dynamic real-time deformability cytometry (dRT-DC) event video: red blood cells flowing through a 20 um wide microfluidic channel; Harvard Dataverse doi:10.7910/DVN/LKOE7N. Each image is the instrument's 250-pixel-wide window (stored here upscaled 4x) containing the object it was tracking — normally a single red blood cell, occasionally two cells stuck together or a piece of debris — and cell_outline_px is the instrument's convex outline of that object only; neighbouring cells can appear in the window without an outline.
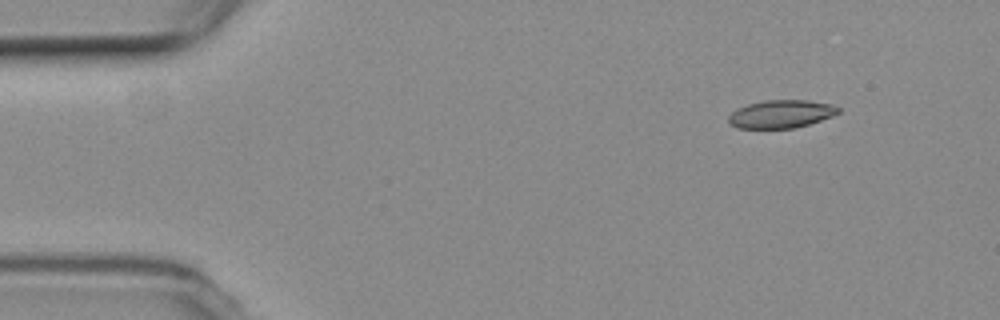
{"species": "common noctule bat (a hibernating species)", "species_latin": "Nyctalus noctula", "temperature_condition": "room temperature", "stored_images_in_passage": 4, "camera_frame_rate_fps": 3000, "um_per_image_px": 0.085, "animal": {"sex": "female", "body_mass_g": 19.3, "forearm_length_mm": 54.1}, "frame": {"image": 1, "passage_image": 1, "time_ms": 0.0, "image_size_px": [1000, 320], "cell_outline_px": [[840, 112], [832, 116], [808, 124], [792, 128], [736, 128], [728, 120], [728, 116], [732, 112], [748, 104], [764, 100], [808, 100], [832, 104], [840, 108]], "centroid_in_image_um": [66.41, 9.68], "position_along_channel_um": 18.6, "area_um2": 17.74}}
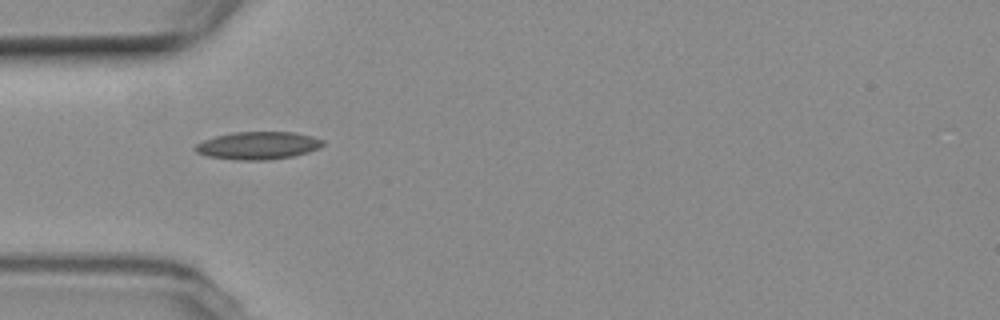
{"frame": {"image": 2, "passage_image": 4, "time_ms": 3.667, "image_size_px": [1000, 320], "cell_outline_px": [[324, 144], [320, 148], [308, 152], [292, 156], [268, 160], [236, 160], [208, 156], [196, 152], [192, 148], [196, 144], [204, 140], [216, 136], [236, 132], [292, 132], [312, 136], [324, 140]], "centroid_in_image_um": [21.93, 12.37], "position_along_channel_um": 63.1, "area_um2": 20.58}}